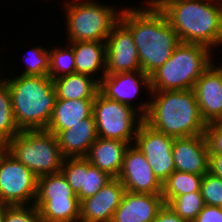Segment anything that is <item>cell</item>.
Instances as JSON below:
<instances>
[{"instance_id":"obj_20","label":"cell","mask_w":222,"mask_h":222,"mask_svg":"<svg viewBox=\"0 0 222 222\" xmlns=\"http://www.w3.org/2000/svg\"><path fill=\"white\" fill-rule=\"evenodd\" d=\"M129 145V143L120 140L98 137L90 146L85 158L111 177L117 178Z\"/></svg>"},{"instance_id":"obj_39","label":"cell","mask_w":222,"mask_h":222,"mask_svg":"<svg viewBox=\"0 0 222 222\" xmlns=\"http://www.w3.org/2000/svg\"><path fill=\"white\" fill-rule=\"evenodd\" d=\"M165 1L167 0H147V2H144V3H147L151 6H154L156 8H159Z\"/></svg>"},{"instance_id":"obj_26","label":"cell","mask_w":222,"mask_h":222,"mask_svg":"<svg viewBox=\"0 0 222 222\" xmlns=\"http://www.w3.org/2000/svg\"><path fill=\"white\" fill-rule=\"evenodd\" d=\"M203 175L175 170L162 183V197L165 204H168L178 195L200 192Z\"/></svg>"},{"instance_id":"obj_5","label":"cell","mask_w":222,"mask_h":222,"mask_svg":"<svg viewBox=\"0 0 222 222\" xmlns=\"http://www.w3.org/2000/svg\"><path fill=\"white\" fill-rule=\"evenodd\" d=\"M212 51L201 44L180 42L170 58L150 75L151 91L193 89L197 79L212 64Z\"/></svg>"},{"instance_id":"obj_15","label":"cell","mask_w":222,"mask_h":222,"mask_svg":"<svg viewBox=\"0 0 222 222\" xmlns=\"http://www.w3.org/2000/svg\"><path fill=\"white\" fill-rule=\"evenodd\" d=\"M194 93L202 119L207 123L222 118V67L214 62L197 79Z\"/></svg>"},{"instance_id":"obj_29","label":"cell","mask_w":222,"mask_h":222,"mask_svg":"<svg viewBox=\"0 0 222 222\" xmlns=\"http://www.w3.org/2000/svg\"><path fill=\"white\" fill-rule=\"evenodd\" d=\"M167 205L182 219L193 222L205 204L201 192H192L174 197Z\"/></svg>"},{"instance_id":"obj_22","label":"cell","mask_w":222,"mask_h":222,"mask_svg":"<svg viewBox=\"0 0 222 222\" xmlns=\"http://www.w3.org/2000/svg\"><path fill=\"white\" fill-rule=\"evenodd\" d=\"M92 114L93 100L57 99L46 130L56 135L81 123V120L89 118Z\"/></svg>"},{"instance_id":"obj_21","label":"cell","mask_w":222,"mask_h":222,"mask_svg":"<svg viewBox=\"0 0 222 222\" xmlns=\"http://www.w3.org/2000/svg\"><path fill=\"white\" fill-rule=\"evenodd\" d=\"M67 44L74 51L76 73L94 78V75L101 71V75L97 77V81L100 82L106 74V42L79 41Z\"/></svg>"},{"instance_id":"obj_24","label":"cell","mask_w":222,"mask_h":222,"mask_svg":"<svg viewBox=\"0 0 222 222\" xmlns=\"http://www.w3.org/2000/svg\"><path fill=\"white\" fill-rule=\"evenodd\" d=\"M43 222H79V200H35Z\"/></svg>"},{"instance_id":"obj_11","label":"cell","mask_w":222,"mask_h":222,"mask_svg":"<svg viewBox=\"0 0 222 222\" xmlns=\"http://www.w3.org/2000/svg\"><path fill=\"white\" fill-rule=\"evenodd\" d=\"M142 87L151 94L150 76L142 70L105 74L99 82V92L103 96L135 108L144 117L148 112L150 100L141 101L138 107L132 101L139 95Z\"/></svg>"},{"instance_id":"obj_7","label":"cell","mask_w":222,"mask_h":222,"mask_svg":"<svg viewBox=\"0 0 222 222\" xmlns=\"http://www.w3.org/2000/svg\"><path fill=\"white\" fill-rule=\"evenodd\" d=\"M77 1L63 2L67 17V40L106 42L112 27L119 21L121 10L117 12L113 5L102 4L96 0Z\"/></svg>"},{"instance_id":"obj_32","label":"cell","mask_w":222,"mask_h":222,"mask_svg":"<svg viewBox=\"0 0 222 222\" xmlns=\"http://www.w3.org/2000/svg\"><path fill=\"white\" fill-rule=\"evenodd\" d=\"M4 222H43V221L40 217L39 209L35 206V204H30V205H10L5 213Z\"/></svg>"},{"instance_id":"obj_17","label":"cell","mask_w":222,"mask_h":222,"mask_svg":"<svg viewBox=\"0 0 222 222\" xmlns=\"http://www.w3.org/2000/svg\"><path fill=\"white\" fill-rule=\"evenodd\" d=\"M172 155L175 170L204 175L208 172V147L204 135L174 138Z\"/></svg>"},{"instance_id":"obj_37","label":"cell","mask_w":222,"mask_h":222,"mask_svg":"<svg viewBox=\"0 0 222 222\" xmlns=\"http://www.w3.org/2000/svg\"><path fill=\"white\" fill-rule=\"evenodd\" d=\"M8 153V144L6 141L0 140V163Z\"/></svg>"},{"instance_id":"obj_18","label":"cell","mask_w":222,"mask_h":222,"mask_svg":"<svg viewBox=\"0 0 222 222\" xmlns=\"http://www.w3.org/2000/svg\"><path fill=\"white\" fill-rule=\"evenodd\" d=\"M164 204L162 195L125 191L111 222H153Z\"/></svg>"},{"instance_id":"obj_3","label":"cell","mask_w":222,"mask_h":222,"mask_svg":"<svg viewBox=\"0 0 222 222\" xmlns=\"http://www.w3.org/2000/svg\"><path fill=\"white\" fill-rule=\"evenodd\" d=\"M144 122L172 138L204 135L202 119L193 89L151 92Z\"/></svg>"},{"instance_id":"obj_34","label":"cell","mask_w":222,"mask_h":222,"mask_svg":"<svg viewBox=\"0 0 222 222\" xmlns=\"http://www.w3.org/2000/svg\"><path fill=\"white\" fill-rule=\"evenodd\" d=\"M193 222H222V207L204 205Z\"/></svg>"},{"instance_id":"obj_28","label":"cell","mask_w":222,"mask_h":222,"mask_svg":"<svg viewBox=\"0 0 222 222\" xmlns=\"http://www.w3.org/2000/svg\"><path fill=\"white\" fill-rule=\"evenodd\" d=\"M74 73H76L74 51L69 44L67 48L57 46V48L49 49L48 76L52 80Z\"/></svg>"},{"instance_id":"obj_30","label":"cell","mask_w":222,"mask_h":222,"mask_svg":"<svg viewBox=\"0 0 222 222\" xmlns=\"http://www.w3.org/2000/svg\"><path fill=\"white\" fill-rule=\"evenodd\" d=\"M29 51H30L28 53L29 58L28 59L26 58L25 70L20 75H25V76H48V72H49V48H42L40 46H36V47L32 48Z\"/></svg>"},{"instance_id":"obj_27","label":"cell","mask_w":222,"mask_h":222,"mask_svg":"<svg viewBox=\"0 0 222 222\" xmlns=\"http://www.w3.org/2000/svg\"><path fill=\"white\" fill-rule=\"evenodd\" d=\"M20 131L13 115L9 87L2 79L0 81V140L9 142Z\"/></svg>"},{"instance_id":"obj_9","label":"cell","mask_w":222,"mask_h":222,"mask_svg":"<svg viewBox=\"0 0 222 222\" xmlns=\"http://www.w3.org/2000/svg\"><path fill=\"white\" fill-rule=\"evenodd\" d=\"M38 178L8 152L0 163V201L9 205L34 204Z\"/></svg>"},{"instance_id":"obj_8","label":"cell","mask_w":222,"mask_h":222,"mask_svg":"<svg viewBox=\"0 0 222 222\" xmlns=\"http://www.w3.org/2000/svg\"><path fill=\"white\" fill-rule=\"evenodd\" d=\"M135 108L103 96L100 92L93 100V116L100 138L116 139L134 144L144 117Z\"/></svg>"},{"instance_id":"obj_6","label":"cell","mask_w":222,"mask_h":222,"mask_svg":"<svg viewBox=\"0 0 222 222\" xmlns=\"http://www.w3.org/2000/svg\"><path fill=\"white\" fill-rule=\"evenodd\" d=\"M8 144V152L37 177L61 172L65 157L56 135L47 130H22Z\"/></svg>"},{"instance_id":"obj_31","label":"cell","mask_w":222,"mask_h":222,"mask_svg":"<svg viewBox=\"0 0 222 222\" xmlns=\"http://www.w3.org/2000/svg\"><path fill=\"white\" fill-rule=\"evenodd\" d=\"M200 192L205 205L222 207V179L209 172L205 173Z\"/></svg>"},{"instance_id":"obj_38","label":"cell","mask_w":222,"mask_h":222,"mask_svg":"<svg viewBox=\"0 0 222 222\" xmlns=\"http://www.w3.org/2000/svg\"><path fill=\"white\" fill-rule=\"evenodd\" d=\"M10 205L0 201V222H4L5 213Z\"/></svg>"},{"instance_id":"obj_33","label":"cell","mask_w":222,"mask_h":222,"mask_svg":"<svg viewBox=\"0 0 222 222\" xmlns=\"http://www.w3.org/2000/svg\"><path fill=\"white\" fill-rule=\"evenodd\" d=\"M204 136L209 154H222V123L220 121L207 123Z\"/></svg>"},{"instance_id":"obj_12","label":"cell","mask_w":222,"mask_h":222,"mask_svg":"<svg viewBox=\"0 0 222 222\" xmlns=\"http://www.w3.org/2000/svg\"><path fill=\"white\" fill-rule=\"evenodd\" d=\"M139 70L142 69L133 35L119 20L106 40V74Z\"/></svg>"},{"instance_id":"obj_10","label":"cell","mask_w":222,"mask_h":222,"mask_svg":"<svg viewBox=\"0 0 222 222\" xmlns=\"http://www.w3.org/2000/svg\"><path fill=\"white\" fill-rule=\"evenodd\" d=\"M133 142L143 153L154 175L161 183L175 171L172 155L174 138L152 129L143 122Z\"/></svg>"},{"instance_id":"obj_1","label":"cell","mask_w":222,"mask_h":222,"mask_svg":"<svg viewBox=\"0 0 222 222\" xmlns=\"http://www.w3.org/2000/svg\"><path fill=\"white\" fill-rule=\"evenodd\" d=\"M145 6L121 9L119 20L131 31L141 69L150 76L170 58L180 40L159 8Z\"/></svg>"},{"instance_id":"obj_4","label":"cell","mask_w":222,"mask_h":222,"mask_svg":"<svg viewBox=\"0 0 222 222\" xmlns=\"http://www.w3.org/2000/svg\"><path fill=\"white\" fill-rule=\"evenodd\" d=\"M8 87L13 115L22 130H46L57 96L49 76H25L3 79Z\"/></svg>"},{"instance_id":"obj_23","label":"cell","mask_w":222,"mask_h":222,"mask_svg":"<svg viewBox=\"0 0 222 222\" xmlns=\"http://www.w3.org/2000/svg\"><path fill=\"white\" fill-rule=\"evenodd\" d=\"M57 99L94 100L99 92L97 78L84 74H69L53 80Z\"/></svg>"},{"instance_id":"obj_19","label":"cell","mask_w":222,"mask_h":222,"mask_svg":"<svg viewBox=\"0 0 222 222\" xmlns=\"http://www.w3.org/2000/svg\"><path fill=\"white\" fill-rule=\"evenodd\" d=\"M56 138L65 158L85 157L90 146L98 138L93 114L72 128L58 132Z\"/></svg>"},{"instance_id":"obj_16","label":"cell","mask_w":222,"mask_h":222,"mask_svg":"<svg viewBox=\"0 0 222 222\" xmlns=\"http://www.w3.org/2000/svg\"><path fill=\"white\" fill-rule=\"evenodd\" d=\"M125 191L123 183L113 178L94 196L80 202L79 222H111Z\"/></svg>"},{"instance_id":"obj_2","label":"cell","mask_w":222,"mask_h":222,"mask_svg":"<svg viewBox=\"0 0 222 222\" xmlns=\"http://www.w3.org/2000/svg\"><path fill=\"white\" fill-rule=\"evenodd\" d=\"M159 9L182 43L212 49L222 45V2L216 0H167Z\"/></svg>"},{"instance_id":"obj_14","label":"cell","mask_w":222,"mask_h":222,"mask_svg":"<svg viewBox=\"0 0 222 222\" xmlns=\"http://www.w3.org/2000/svg\"><path fill=\"white\" fill-rule=\"evenodd\" d=\"M61 172L80 202L94 196L113 179L85 157L65 158Z\"/></svg>"},{"instance_id":"obj_35","label":"cell","mask_w":222,"mask_h":222,"mask_svg":"<svg viewBox=\"0 0 222 222\" xmlns=\"http://www.w3.org/2000/svg\"><path fill=\"white\" fill-rule=\"evenodd\" d=\"M153 222H187V221L178 216L169 205L164 204V206L160 209Z\"/></svg>"},{"instance_id":"obj_13","label":"cell","mask_w":222,"mask_h":222,"mask_svg":"<svg viewBox=\"0 0 222 222\" xmlns=\"http://www.w3.org/2000/svg\"><path fill=\"white\" fill-rule=\"evenodd\" d=\"M117 178L123 183L126 191L162 195V183L154 175L143 153L134 144L127 148Z\"/></svg>"},{"instance_id":"obj_25","label":"cell","mask_w":222,"mask_h":222,"mask_svg":"<svg viewBox=\"0 0 222 222\" xmlns=\"http://www.w3.org/2000/svg\"><path fill=\"white\" fill-rule=\"evenodd\" d=\"M36 200H79L62 172L38 178Z\"/></svg>"},{"instance_id":"obj_36","label":"cell","mask_w":222,"mask_h":222,"mask_svg":"<svg viewBox=\"0 0 222 222\" xmlns=\"http://www.w3.org/2000/svg\"><path fill=\"white\" fill-rule=\"evenodd\" d=\"M208 172L222 179V154H209Z\"/></svg>"}]
</instances>
